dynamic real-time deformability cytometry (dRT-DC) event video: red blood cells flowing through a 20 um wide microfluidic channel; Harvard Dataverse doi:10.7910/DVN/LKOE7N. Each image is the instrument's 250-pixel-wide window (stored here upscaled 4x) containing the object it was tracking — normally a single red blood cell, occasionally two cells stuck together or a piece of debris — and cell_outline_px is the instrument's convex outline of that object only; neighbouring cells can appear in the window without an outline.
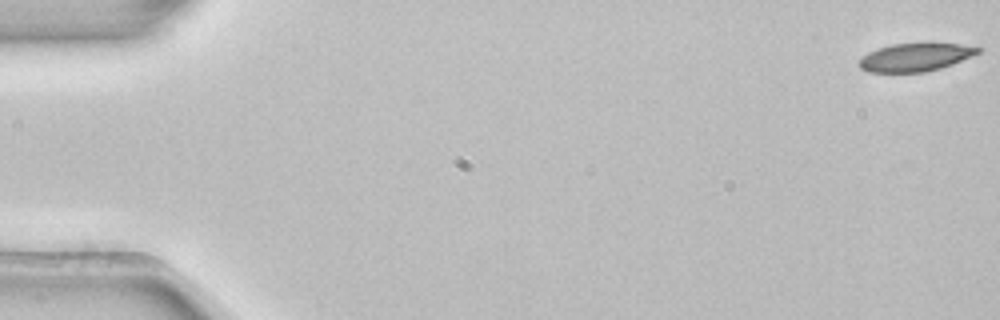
{"species": "common noctule bat (a hibernating species)", "species_latin": "Nyctalus noctula", "temperature_condition": "room temperature", "stored_images_in_passage": 5, "segment_of_instrument_passage": [1, 2], "camera_frame_rate_fps": 3000, "um_per_image_px": 0.085, "animal": {"sex": "female", "body_mass_g": 22.7, "forearm_length_mm": 54.2}, "frame": {"image": 1, "passage_image": 1, "time_ms": 0.0, "image_size_px": [1000, 320], "cell_outline_px": [[980, 52], [972, 56], [952, 64], [940, 68], [924, 72], [868, 72], [860, 68], [860, 60], [868, 52], [892, 44], [924, 40], [960, 44], [980, 48]], "centroid_in_image_um": [77.84, 4.82], "position_along_channel_um": 7.2, "area_um2": 19.94}}
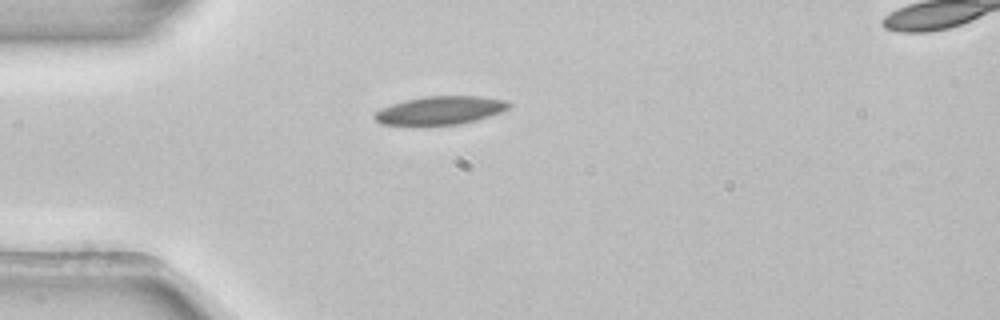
{"frame": {"image": 2, "passage_image": 4, "time_ms": 1.0, "image_size_px": [1000, 320], "cell_outline_px": [[512, 104], [508, 108], [500, 112], [476, 120], [460, 124], [380, 124], [372, 116], [380, 108], [404, 100], [428, 96], [476, 96], [508, 100]], "centroid_in_image_um": [37.43, 9.36], "position_along_channel_um": 47.6, "area_um2": 21.85}}